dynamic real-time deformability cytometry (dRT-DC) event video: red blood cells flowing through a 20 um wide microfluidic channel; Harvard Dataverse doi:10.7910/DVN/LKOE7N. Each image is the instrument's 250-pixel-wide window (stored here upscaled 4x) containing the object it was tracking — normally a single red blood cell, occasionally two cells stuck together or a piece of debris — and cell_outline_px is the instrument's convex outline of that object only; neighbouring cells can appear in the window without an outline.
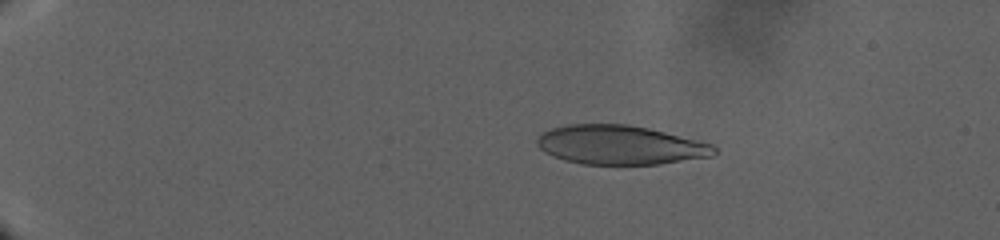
{"species": "human", "species_latin": "Homo sapiens", "temperature_condition": "warm", "stored_images_in_passage": 89, "camera_frame_rate_fps": 3000, "um_per_image_px": 0.085, "donor": {"sex": "male"}, "frame": {"image": 1, "passage_image": 21, "time_ms": 9.667, "image_size_px": [1000, 240], "cell_outline_px": [[720, 152], [712, 156], [660, 164], [580, 164], [564, 160], [552, 156], [544, 152], [536, 144], [536, 140], [544, 132], [552, 128], [568, 124], [628, 124], [648, 128], [712, 144]], "centroid_in_image_um": [52.7, 12.33], "position_along_channel_um": 32.3, "area_um2": 40.34}}
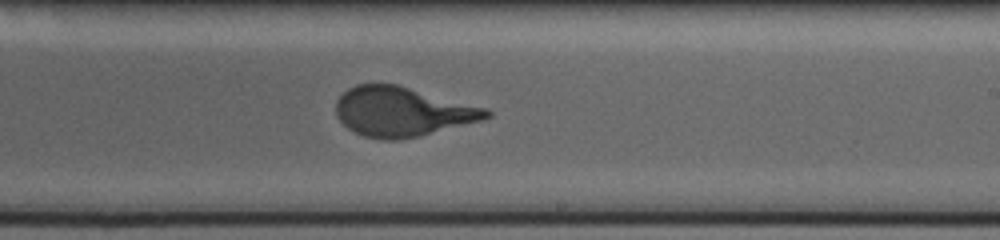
{"frame": {"image": 2, "passage_image": 59, "time_ms": 30.0, "image_size_px": [1000, 240], "cell_outline_px": [[492, 116], [484, 120], [420, 136], [396, 140], [384, 140], [364, 136], [348, 128], [336, 116], [336, 100], [348, 88], [356, 84], [396, 84], [488, 108], [492, 112]], "centroid_in_image_um": [34.22, 9.49], "position_along_channel_um": 254.8, "area_um2": 43.47}}
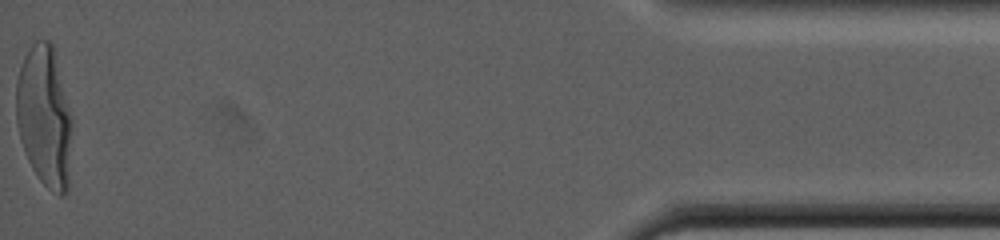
{"frame": {"image": 3, "passage_image": 89, "time_ms": 45.0, "image_size_px": [1000, 240], "cell_outline_px": [[72, 124], [68, 188], [64, 196], [60, 196], [48, 188], [40, 180], [32, 168], [24, 152], [20, 140], [16, 120], [16, 80], [24, 56], [32, 44], [36, 40], [48, 40], [52, 44], [72, 120]], "centroid_in_image_um": [3.76, 9.93], "position_along_channel_um": 431.4, "area_um2": 45.72}}